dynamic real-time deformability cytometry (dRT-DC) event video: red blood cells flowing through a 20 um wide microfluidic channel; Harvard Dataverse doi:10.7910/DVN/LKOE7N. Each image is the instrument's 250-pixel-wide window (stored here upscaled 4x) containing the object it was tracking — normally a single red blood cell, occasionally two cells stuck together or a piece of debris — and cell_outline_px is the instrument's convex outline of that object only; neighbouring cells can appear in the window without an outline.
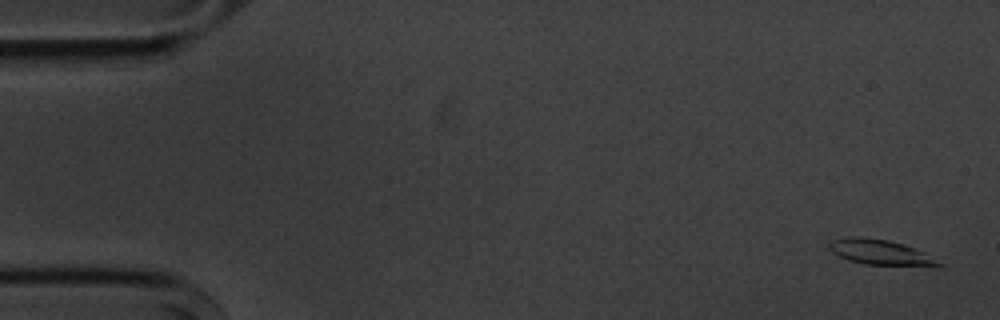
{"species": "common noctule bat (a hibernating species)", "species_latin": "Nyctalus noctula", "temperature_condition": "cold", "stored_images_in_passage": 5, "camera_frame_rate_fps": 3000, "um_per_image_px": 0.085, "animal": {"sex": "male", "body_mass_g": 20.1, "forearm_length_mm": 53.5}, "frame": {"image": 1, "passage_image": 1, "time_ms": 0.0, "image_size_px": [1000, 320], "cell_outline_px": [[944, 264], [864, 264], [848, 260], [832, 252], [828, 248], [828, 244], [832, 240], [848, 236], [864, 236], [888, 240], [904, 244], [916, 248], [924, 252]], "centroid_in_image_um": [74.68, 21.38], "position_along_channel_um": 10.3, "area_um2": 15.61}}
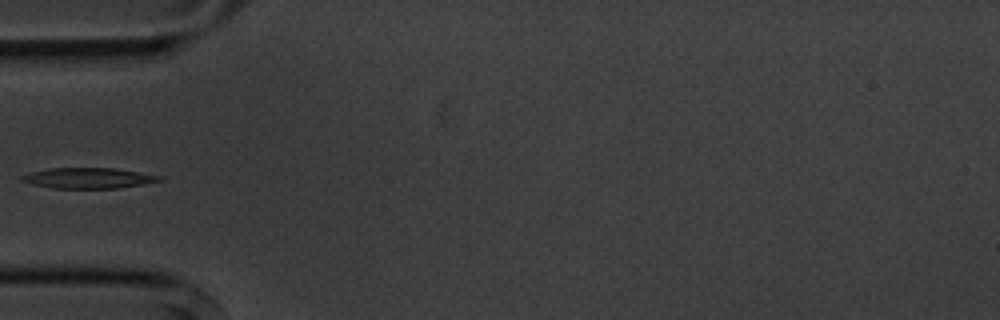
{"frame": {"image": 2, "passage_image": 5, "time_ms": 5.333, "image_size_px": [1000, 320], "cell_outline_px": [[164, 180], [116, 188], [52, 188], [20, 180], [20, 176], [32, 172], [48, 168], [116, 168], [160, 176]], "centroid_in_image_um": [7.5, 15.13], "position_along_channel_um": 77.5, "area_um2": 16.18}}